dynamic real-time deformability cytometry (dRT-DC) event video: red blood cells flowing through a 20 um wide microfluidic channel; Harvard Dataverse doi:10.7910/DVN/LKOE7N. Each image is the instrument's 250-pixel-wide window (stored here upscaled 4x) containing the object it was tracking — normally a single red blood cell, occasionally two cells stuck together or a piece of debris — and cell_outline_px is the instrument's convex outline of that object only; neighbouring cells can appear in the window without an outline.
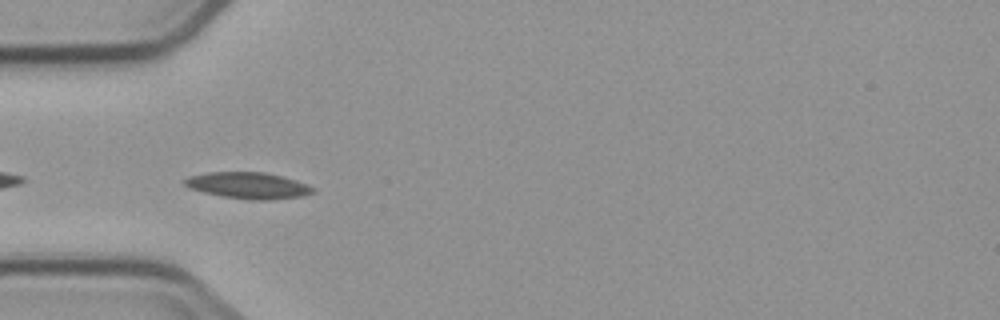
{"species": "common noctule bat (a hibernating species)", "species_latin": "Nyctalus noctula", "temperature_condition": "cold", "stored_images_in_passage": 7, "camera_frame_rate_fps": 3000, "um_per_image_px": 0.085, "animal": {"sex": "male", "body_mass_g": 23.1, "forearm_length_mm": 52.7}, "frame": {"image": 1, "passage_image": 3, "time_ms": 2.333, "image_size_px": [1000, 320], "cell_outline_px": [[316, 192], [304, 196], [268, 200], [248, 200], [220, 196], [188, 188], [184, 184], [184, 180], [188, 176], [208, 172], [264, 172], [296, 180], [316, 188]], "centroid_in_image_um": [21.11, 15.77], "position_along_channel_um": 63.9, "area_um2": 19.88}}
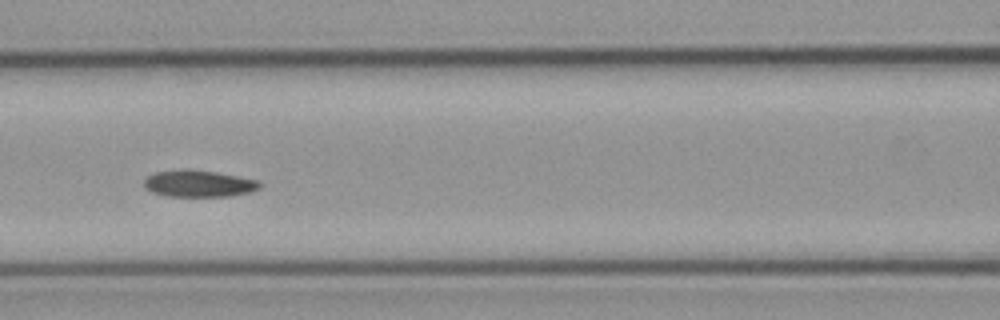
{"frame": {"image": 2, "passage_image": 5, "time_ms": 4.667, "image_size_px": [1000, 320], "cell_outline_px": [[260, 188], [248, 192], [228, 196], [168, 196], [152, 192], [144, 188], [144, 180], [148, 176], [156, 172], [188, 168], [216, 172], [256, 180], [260, 184]], "centroid_in_image_um": [16.83, 15.6], "position_along_channel_um": 149.8, "area_um2": 17.86}}
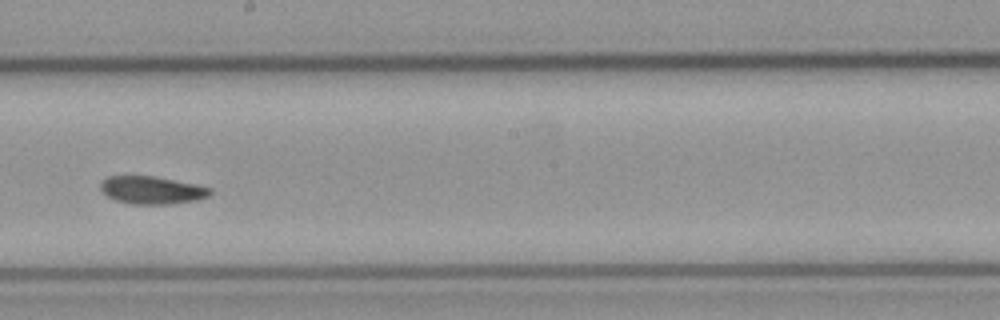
{"frame": {"image": 3, "passage_image": 7, "time_ms": 7.0, "image_size_px": [1000, 320], "cell_outline_px": [[212, 192], [208, 196], [196, 200], [168, 204], [132, 204], [116, 200], [108, 196], [100, 188], [100, 184], [108, 176], [152, 176], [196, 184], [212, 188]], "centroid_in_image_um": [12.93, 16.16], "position_along_channel_um": 235.3, "area_um2": 17.51}}